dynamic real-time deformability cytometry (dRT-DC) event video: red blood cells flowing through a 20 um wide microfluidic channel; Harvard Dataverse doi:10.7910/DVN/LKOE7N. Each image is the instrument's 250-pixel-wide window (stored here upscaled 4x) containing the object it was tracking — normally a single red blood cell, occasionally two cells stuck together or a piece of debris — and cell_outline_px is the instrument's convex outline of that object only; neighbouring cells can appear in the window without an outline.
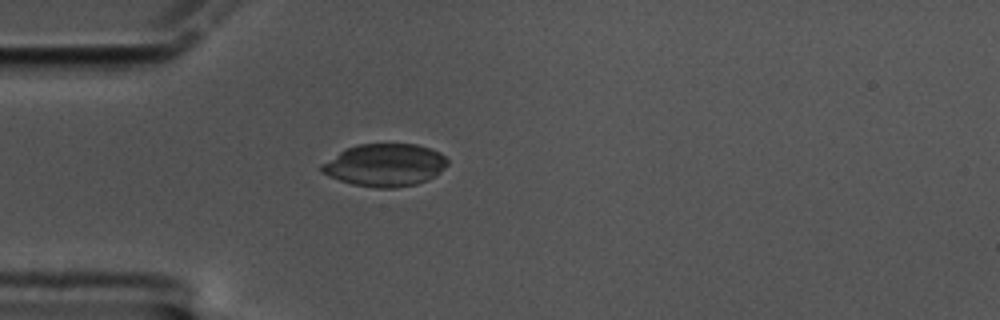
{"species": "common noctule bat (a hibernating species)", "species_latin": "Nyctalus noctula", "temperature_condition": "cold", "stored_images_in_passage": 44, "camera_frame_rate_fps": 3000, "um_per_image_px": 0.085, "animal": {"sex": "male", "body_mass_g": 17.5, "forearm_length_mm": 52.3}, "frame": {"image": 1, "passage_image": 1, "time_ms": 0.0, "image_size_px": [1000, 320], "cell_outline_px": [[448, 164], [440, 172], [428, 180], [416, 184], [396, 188], [376, 188], [352, 184], [328, 176], [320, 172], [320, 164], [344, 148], [356, 144], [416, 144], [440, 152], [448, 160]], "centroid_in_image_um": [32.68, 14.03], "position_along_channel_um": 52.3, "area_um2": 31.5}}
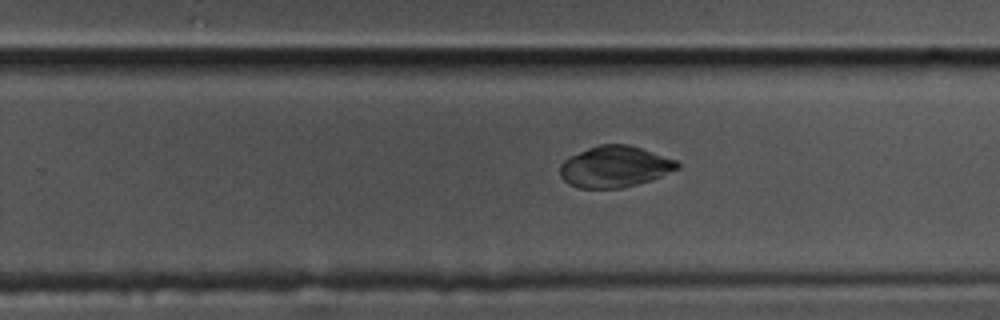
{"frame": {"image": 2, "passage_image": 22, "time_ms": 7.0, "image_size_px": [1000, 320], "cell_outline_px": [[680, 168], [652, 180], [620, 188], [580, 188], [568, 184], [560, 176], [560, 164], [568, 156], [588, 148], [600, 144], [628, 144], [676, 160], [680, 164]], "centroid_in_image_um": [52.23, 14.17], "position_along_channel_um": 277.6, "area_um2": 28.21}}
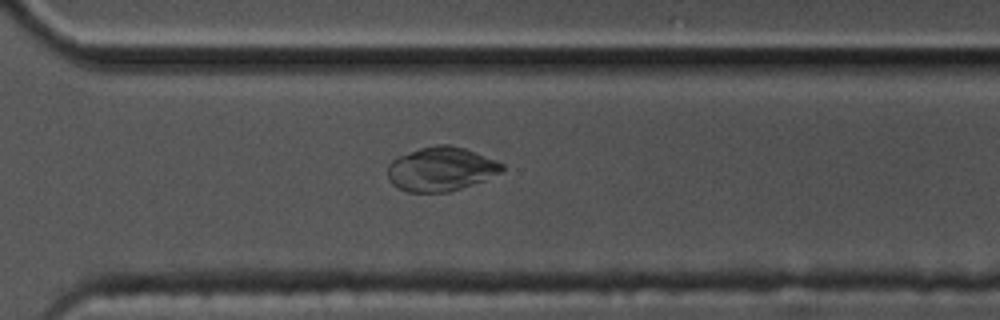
{"frame": {"image": 3, "passage_image": 27, "time_ms": 8.667, "image_size_px": [1000, 320], "cell_outline_px": [[504, 168], [500, 172], [484, 180], [448, 192], [408, 192], [392, 184], [388, 180], [388, 164], [392, 160], [400, 156], [420, 148], [436, 144], [448, 144], [464, 148], [496, 160], [504, 164]], "centroid_in_image_um": [37.47, 14.36], "position_along_channel_um": 333.1, "area_um2": 29.13}, "authors_computed_cell_mechanics": {"area_um2": 29.5936, "velocity_mm_per_s": 3.3343, "shape_relaxation_time_tau1_ms": null, "shape_relaxation_time_tau2_ms": 2.6257, "deformation_change_tau1": null, "deformation_change_tau2": 0.0351}}